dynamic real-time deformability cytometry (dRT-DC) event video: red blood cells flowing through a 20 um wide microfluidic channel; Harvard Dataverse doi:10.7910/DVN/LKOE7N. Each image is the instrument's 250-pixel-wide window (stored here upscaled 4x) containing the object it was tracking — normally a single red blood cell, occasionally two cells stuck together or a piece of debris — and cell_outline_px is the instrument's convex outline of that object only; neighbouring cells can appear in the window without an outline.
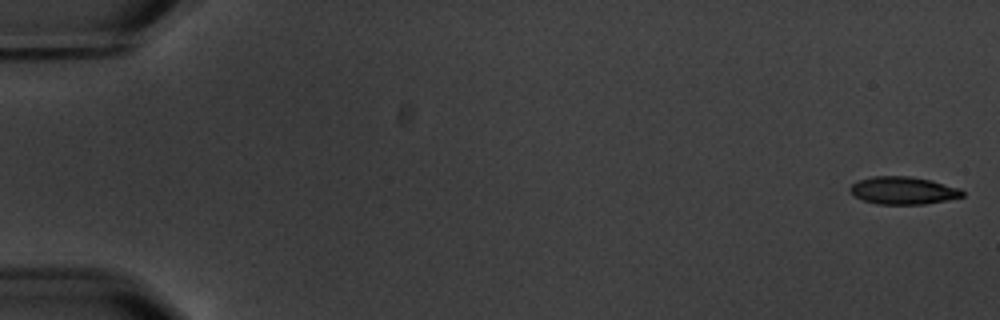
{"species": "common noctule bat (a hibernating species)", "species_latin": "Nyctalus noctula", "temperature_condition": "warm", "stored_images_in_passage": 7, "camera_frame_rate_fps": 3000, "um_per_image_px": 0.085, "animal": {"sex": "male", "body_mass_g": 20.1, "forearm_length_mm": 53.5}, "frame": {"image": 1, "passage_image": 1, "time_ms": 0.0, "image_size_px": [1000, 320], "cell_outline_px": [[964, 196], [924, 204], [876, 204], [864, 200], [856, 196], [848, 188], [852, 184], [860, 180], [872, 176], [912, 176], [960, 188], [964, 192]], "centroid_in_image_um": [76.76, 16.19], "position_along_channel_um": 8.2, "area_um2": 17.8}}
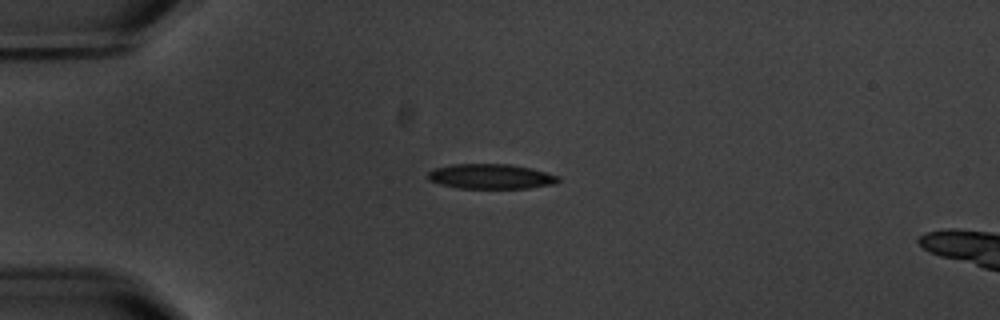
{"frame": {"image": 2, "passage_image": 5, "time_ms": 4.667, "image_size_px": [1000, 320], "cell_outline_px": [[560, 180], [556, 184], [528, 188], [460, 188], [440, 184], [428, 180], [428, 172], [432, 168], [452, 164], [512, 164], [532, 168], [560, 176]], "centroid_in_image_um": [41.74, 14.99], "position_along_channel_um": 43.3, "area_um2": 19.13}}
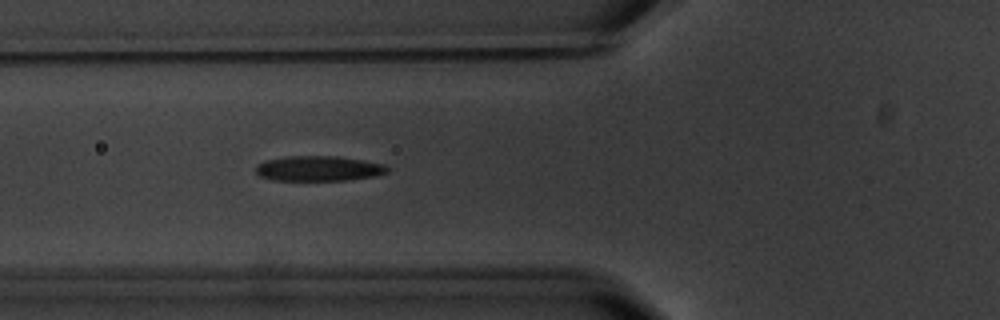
{"frame": {"image": 3, "passage_image": 7, "time_ms": 7.0, "image_size_px": [1000, 320], "cell_outline_px": [[388, 172], [372, 176], [348, 180], [272, 180], [260, 176], [256, 172], [256, 164], [264, 160], [288, 156], [336, 156], [384, 164], [388, 168]], "centroid_in_image_um": [27.03, 14.32], "position_along_channel_um": 98.8, "area_um2": 19.13}}